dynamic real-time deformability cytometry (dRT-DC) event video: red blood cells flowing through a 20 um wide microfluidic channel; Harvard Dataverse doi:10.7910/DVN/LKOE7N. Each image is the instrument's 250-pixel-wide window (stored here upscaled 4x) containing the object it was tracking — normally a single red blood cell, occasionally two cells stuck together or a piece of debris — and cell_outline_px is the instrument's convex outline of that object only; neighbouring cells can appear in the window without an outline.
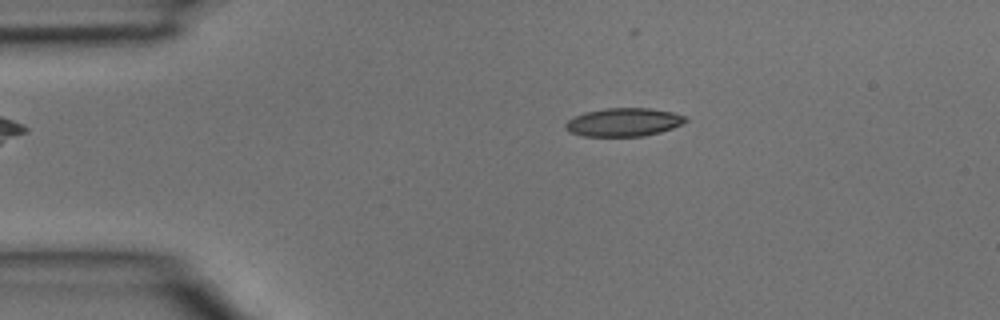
{"species": "common noctule bat (a hibernating species)", "species_latin": "Nyctalus noctula", "temperature_condition": "room temperature", "stored_images_in_passage": 3, "segment_of_instrument_passage": [1, 2], "camera_frame_rate_fps": 3000, "um_per_image_px": 0.085, "animal": {"sex": "male", "body_mass_g": 15.6}, "frame": {"image": 1, "passage_image": 1, "time_ms": 0.0, "image_size_px": [1000, 320], "cell_outline_px": [[688, 120], [672, 128], [660, 132], [644, 136], [584, 136], [568, 132], [564, 128], [564, 124], [568, 120], [584, 112], [604, 108], [648, 108], [672, 112], [684, 116]], "centroid_in_image_um": [52.96, 10.39], "position_along_channel_um": 32.0, "area_um2": 19.77}}